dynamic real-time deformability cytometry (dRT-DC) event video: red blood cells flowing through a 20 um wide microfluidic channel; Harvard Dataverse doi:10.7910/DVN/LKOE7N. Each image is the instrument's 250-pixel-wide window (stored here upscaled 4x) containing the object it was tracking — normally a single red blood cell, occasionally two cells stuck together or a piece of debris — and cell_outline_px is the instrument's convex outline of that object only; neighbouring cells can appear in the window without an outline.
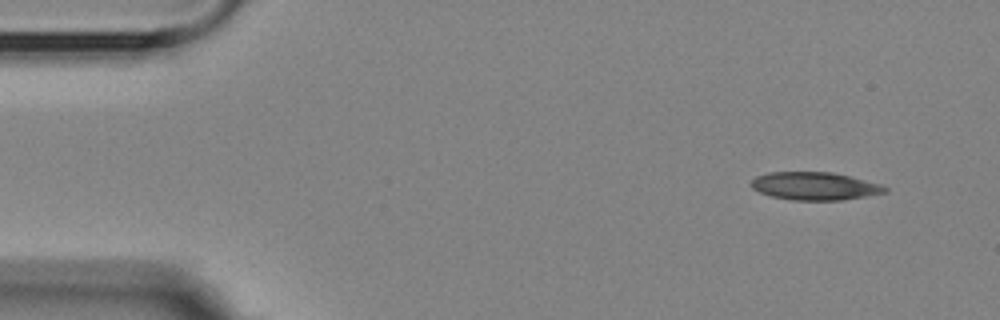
{"species": "Egyptian fruit bat (a non-hibernating species)", "species_latin": "Rousettus aegyptiacus", "temperature_condition": "room temperature", "stored_images_in_passage": 5, "camera_frame_rate_fps": 3000, "um_per_image_px": 0.085, "animal": {"sex": "female"}, "frame": {"image": 1, "passage_image": 1, "time_ms": 0.0, "image_size_px": [1000, 320], "cell_outline_px": [[888, 192], [840, 200], [792, 200], [772, 196], [760, 192], [752, 188], [748, 184], [756, 176], [768, 172], [832, 172], [880, 184], [888, 188]], "centroid_in_image_um": [69.21, 15.81], "position_along_channel_um": 15.8, "area_um2": 21.62}}
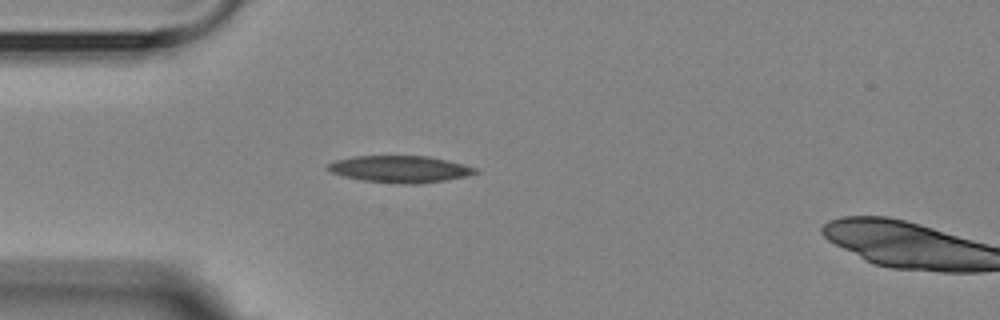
{"frame": {"image": 2, "passage_image": 4, "time_ms": 3.333, "image_size_px": [1000, 320], "cell_outline_px": [[480, 172], [468, 176], [444, 180], [416, 184], [412, 184], [364, 180], [344, 176], [332, 172], [328, 168], [328, 164], [336, 160], [352, 156], [428, 156], [448, 160], [464, 164], [476, 168]], "centroid_in_image_um": [34.06, 14.36], "position_along_channel_um": 50.9, "area_um2": 22.77}}